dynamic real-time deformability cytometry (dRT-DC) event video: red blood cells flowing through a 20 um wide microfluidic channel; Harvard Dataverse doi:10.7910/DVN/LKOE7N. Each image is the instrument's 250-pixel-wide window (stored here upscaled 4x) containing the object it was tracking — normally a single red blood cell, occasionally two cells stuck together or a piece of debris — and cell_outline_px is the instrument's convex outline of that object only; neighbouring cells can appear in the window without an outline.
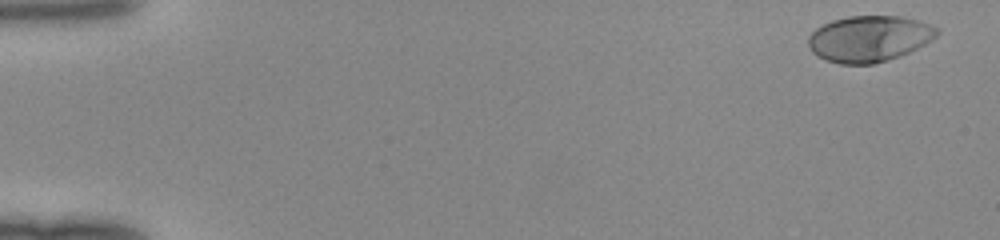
{"species": "human", "species_latin": "Homo sapiens", "temperature_condition": "room temperature", "stored_images_in_passage": 50, "camera_frame_rate_fps": 3000, "um_per_image_px": 0.085, "donor": {"sex": "female"}, "frame": {"image": 1, "passage_image": 2, "time_ms": 0.333, "image_size_px": [1000, 240], "cell_outline_px": [[940, 32], [932, 40], [900, 56], [888, 60], [872, 64], [840, 64], [824, 60], [816, 56], [812, 52], [808, 44], [808, 36], [816, 28], [832, 20], [848, 16], [900, 16], [920, 20], [940, 28]], "centroid_in_image_um": [73.88, 3.29], "position_along_channel_um": 11.1, "area_um2": 34.85}}
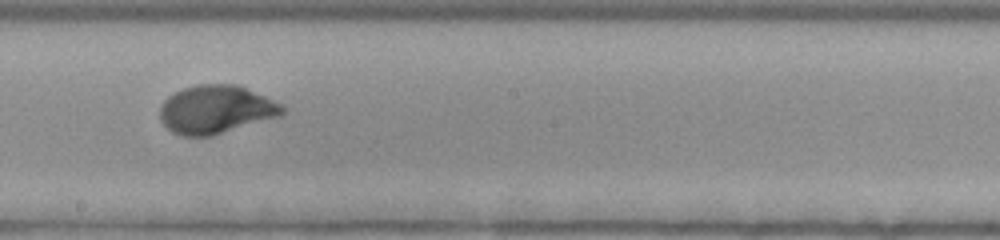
{"frame": {"image": 2, "passage_image": 29, "time_ms": 9.333, "image_size_px": [1000, 240], "cell_outline_px": [[284, 112], [280, 116], [212, 136], [180, 136], [172, 132], [160, 120], [160, 104], [168, 96], [184, 88], [196, 84], [236, 84], [284, 104]], "centroid_in_image_um": [18.35, 9.31], "position_along_channel_um": 229.9, "area_um2": 34.56}}
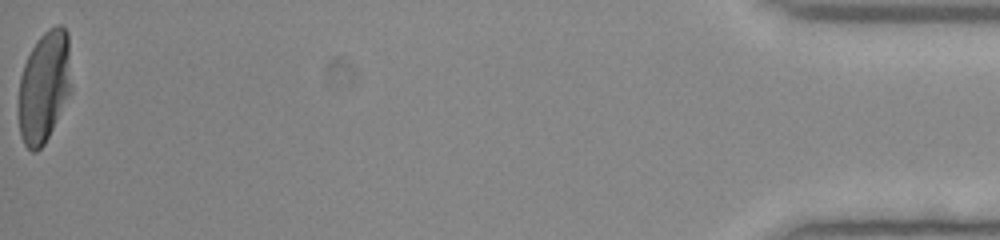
{"frame": {"image": 3, "passage_image": 50, "time_ms": 16.333, "image_size_px": [1000, 240], "cell_outline_px": [[72, 88], [44, 144], [36, 152], [32, 152], [24, 144], [20, 136], [16, 104], [20, 76], [24, 64], [36, 40], [48, 28], [56, 24], [60, 24], [68, 32]], "centroid_in_image_um": [3.72, 7.35], "position_along_channel_um": 431.5, "area_um2": 34.85}}